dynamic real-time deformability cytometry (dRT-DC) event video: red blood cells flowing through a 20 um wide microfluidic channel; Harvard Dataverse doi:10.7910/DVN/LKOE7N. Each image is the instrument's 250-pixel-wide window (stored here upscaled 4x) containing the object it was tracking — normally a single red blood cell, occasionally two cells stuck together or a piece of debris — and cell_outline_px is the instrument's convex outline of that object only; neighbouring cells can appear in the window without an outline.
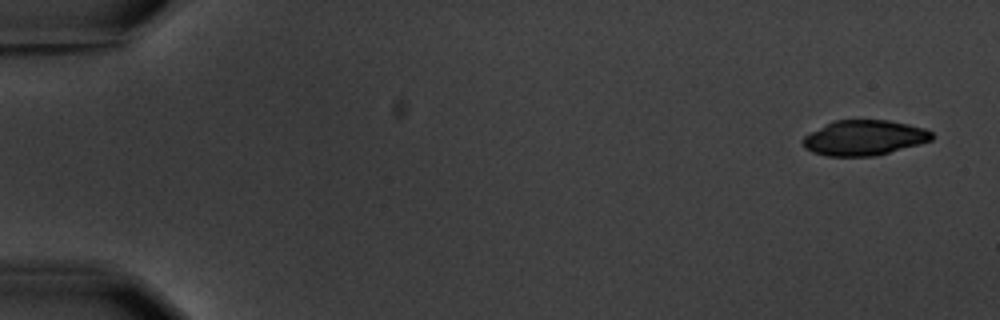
{"species": "common noctule bat (a hibernating species)", "species_latin": "Nyctalus noctula", "temperature_condition": "warm", "stored_images_in_passage": 4, "camera_frame_rate_fps": 3000, "um_per_image_px": 0.085, "animal": {"sex": "male", "body_mass_g": 20.1, "forearm_length_mm": 53.5}, "frame": {"image": 1, "passage_image": 1, "time_ms": 0.0, "image_size_px": [1000, 320], "cell_outline_px": [[936, 136], [932, 140], [888, 152], [872, 156], [828, 156], [812, 152], [804, 148], [804, 136], [836, 120], [888, 120], [908, 124], [924, 128], [932, 132]], "centroid_in_image_um": [73.48, 11.71], "position_along_channel_um": 11.5, "area_um2": 26.01}}